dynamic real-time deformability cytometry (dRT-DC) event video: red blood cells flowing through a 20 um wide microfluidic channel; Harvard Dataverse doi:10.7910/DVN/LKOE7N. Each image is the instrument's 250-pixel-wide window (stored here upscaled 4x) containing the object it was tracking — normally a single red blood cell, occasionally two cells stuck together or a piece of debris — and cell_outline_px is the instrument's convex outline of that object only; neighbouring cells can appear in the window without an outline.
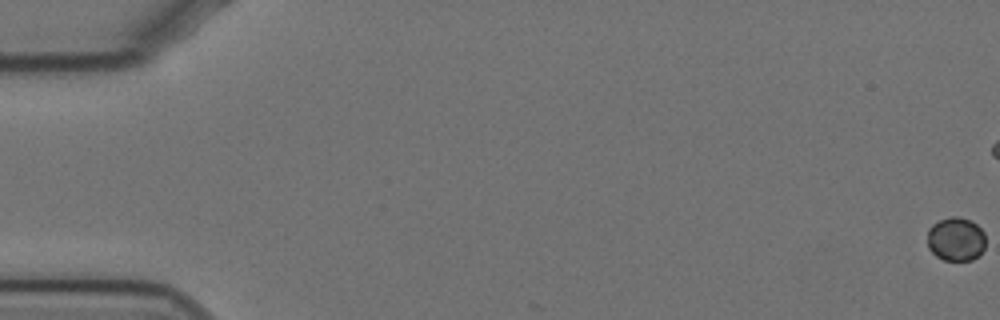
{"species": "Egyptian fruit bat (a non-hibernating species)", "species_latin": "Rousettus aegyptiacus", "temperature_condition": "cold", "stored_images_in_passage": 50, "camera_frame_rate_fps": 3000, "um_per_image_px": 0.085, "animal": {"sex": "female"}, "frame": {"image": 1, "passage_image": 1, "time_ms": 0.0, "image_size_px": [1000, 320], "cell_outline_px": [[984, 248], [980, 256], [972, 260], [944, 260], [936, 256], [928, 248], [928, 228], [932, 224], [948, 216], [956, 216], [968, 220], [976, 224], [984, 232]], "centroid_in_image_um": [81.24, 20.33], "position_along_channel_um": 3.8, "area_um2": 14.91}}
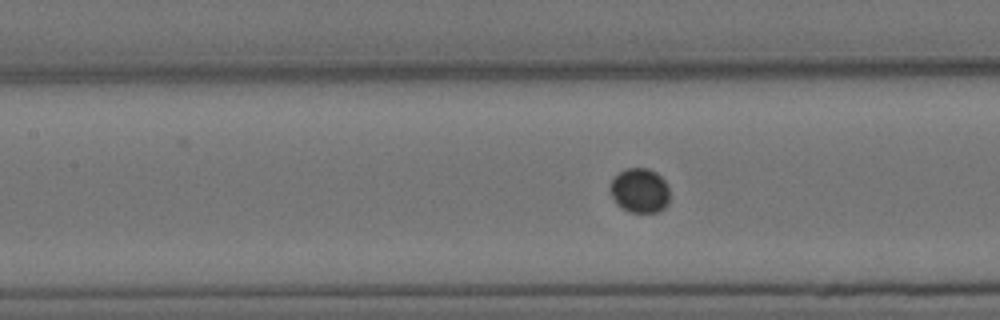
{"frame": {"image": 2, "passage_image": 28, "time_ms": 9.0, "image_size_px": [1000, 320], "cell_outline_px": [[668, 204], [664, 208], [656, 212], [628, 212], [616, 204], [608, 188], [612, 180], [620, 172], [628, 168], [648, 168], [656, 172], [668, 184]], "centroid_in_image_um": [54.37, 16.2], "position_along_channel_um": 153.0, "area_um2": 15.49}}
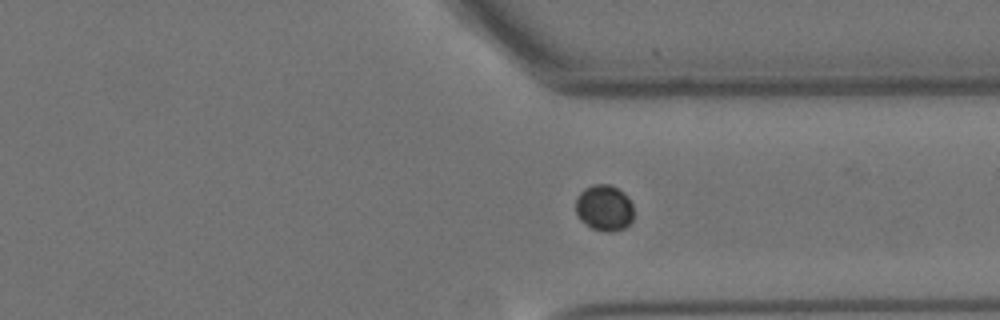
{"frame": {"image": 3, "passage_image": 46, "time_ms": 15.0, "image_size_px": [1000, 320], "cell_outline_px": [[632, 220], [624, 228], [612, 232], [604, 232], [592, 228], [580, 220], [576, 216], [576, 196], [584, 188], [592, 184], [608, 184], [624, 192], [632, 204]], "centroid_in_image_um": [51.33, 17.67], "position_along_channel_um": 360.1, "area_um2": 15.66}}